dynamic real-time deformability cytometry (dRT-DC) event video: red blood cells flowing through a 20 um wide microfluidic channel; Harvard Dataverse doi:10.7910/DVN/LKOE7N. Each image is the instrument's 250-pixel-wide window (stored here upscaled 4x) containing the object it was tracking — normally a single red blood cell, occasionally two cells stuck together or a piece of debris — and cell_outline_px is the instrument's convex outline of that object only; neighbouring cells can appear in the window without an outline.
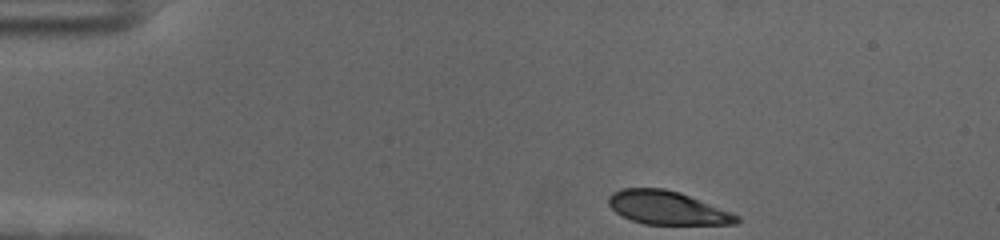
{"species": "human", "species_latin": "Homo sapiens", "temperature_condition": "cold", "stored_images_in_passage": 41, "camera_frame_rate_fps": 3000, "um_per_image_px": 0.085, "donor": {"sex": "female"}, "frame": {"image": 1, "passage_image": 1, "time_ms": 0.0, "image_size_px": [1000, 240], "cell_outline_px": [[740, 220], [736, 224], [644, 224], [632, 220], [616, 212], [608, 204], [608, 196], [612, 192], [620, 188], [664, 188], [680, 192], [732, 212], [740, 216]], "centroid_in_image_um": [56.72, 17.65], "position_along_channel_um": 28.3, "area_um2": 24.97}}
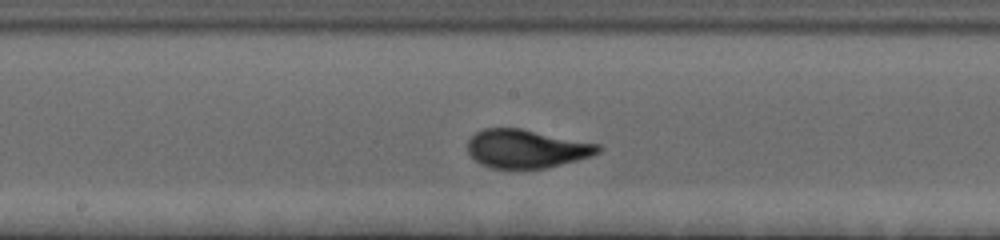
{"frame": {"image": 2, "passage_image": 22, "time_ms": 7.0, "image_size_px": [1000, 240], "cell_outline_px": [[604, 148], [600, 152], [576, 160], [544, 168], [512, 172], [488, 168], [480, 164], [468, 152], [468, 140], [476, 132], [484, 128], [520, 128], [600, 144]], "centroid_in_image_um": [44.71, 12.68], "position_along_channel_um": 203.5, "area_um2": 29.88}}
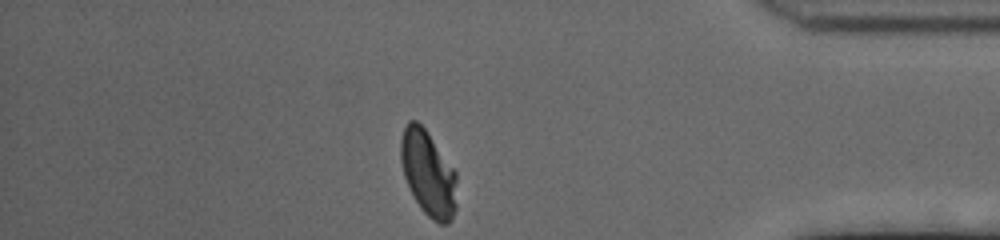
{"frame": {"image": 3, "passage_image": 41, "time_ms": 13.333, "image_size_px": [1000, 240], "cell_outline_px": [[456, 208], [452, 220], [448, 224], [440, 224], [432, 220], [420, 208], [404, 176], [400, 160], [400, 140], [404, 128], [408, 120], [416, 120], [428, 132], [456, 172]], "centroid_in_image_um": [36.4, 14.74], "position_along_channel_um": 398.8, "area_um2": 27.92}, "authors_computed_cell_mechanics": {"area_um2": 28.6688, "velocity_mm_per_s": 3.537, "shape_relaxation_time_tau1_ms": 3.4226, "shape_relaxation_time_tau2_ms": null, "deformation_change_tau1": 0.1597, "deformation_change_tau2": null}}